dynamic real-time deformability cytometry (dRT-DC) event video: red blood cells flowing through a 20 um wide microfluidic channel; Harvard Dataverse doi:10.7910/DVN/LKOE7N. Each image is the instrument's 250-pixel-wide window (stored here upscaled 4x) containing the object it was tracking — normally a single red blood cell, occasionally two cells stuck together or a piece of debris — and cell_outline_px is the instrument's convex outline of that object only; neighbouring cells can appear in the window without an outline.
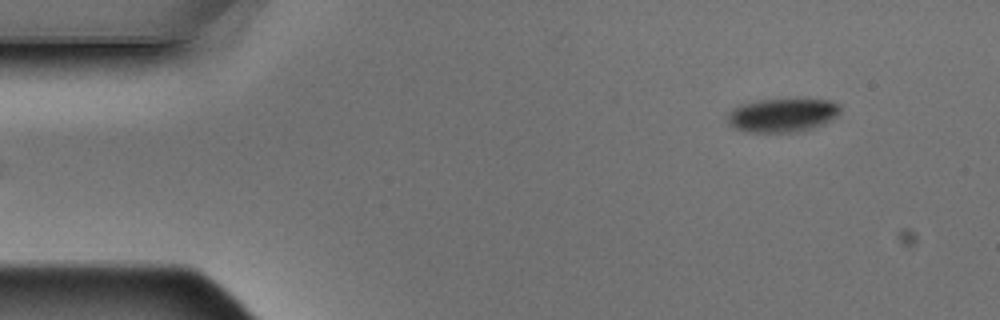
{"species": "Egyptian fruit bat (a non-hibernating species)", "species_latin": "Rousettus aegyptiacus", "temperature_condition": "warm", "stored_images_in_passage": 5, "segment_of_instrument_passage": [2, 2], "camera_frame_rate_fps": 3000, "um_per_image_px": 0.085, "animal": {"sex": "male"}, "frame": {"image": 1, "passage_image": 5, "time_ms": 1.333, "image_size_px": [1000, 320], "cell_outline_px": [[840, 112], [836, 116], [820, 124], [796, 132], [748, 132], [736, 128], [728, 124], [724, 116], [732, 108], [740, 104], [756, 100], [796, 96], [832, 100], [840, 104]], "centroid_in_image_um": [66.47, 9.71], "position_along_channel_um": 18.5, "area_um2": 23.06}}